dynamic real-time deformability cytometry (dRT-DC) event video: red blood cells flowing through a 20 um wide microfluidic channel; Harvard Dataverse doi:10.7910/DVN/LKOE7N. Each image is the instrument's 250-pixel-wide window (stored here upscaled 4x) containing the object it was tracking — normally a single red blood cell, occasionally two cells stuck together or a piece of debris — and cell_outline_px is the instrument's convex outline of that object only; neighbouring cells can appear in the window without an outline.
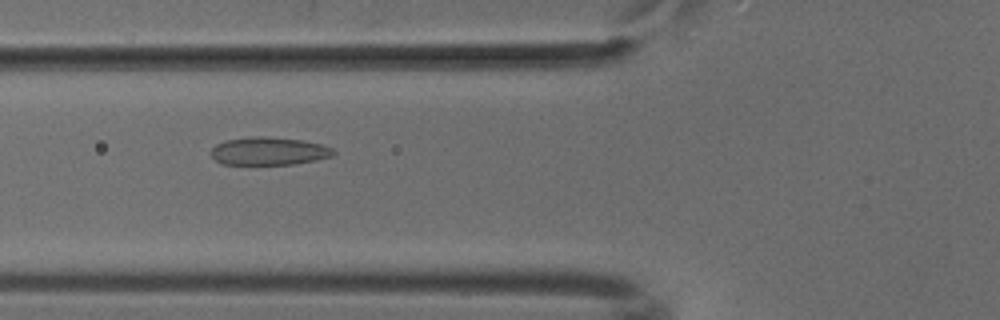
{"species": "common noctule bat (a hibernating species)", "species_latin": "Nyctalus noctula", "temperature_condition": "cold", "stored_images_in_passage": 53, "camera_frame_rate_fps": 3000, "um_per_image_px": 0.085, "animal": {"sex": "male", "body_mass_g": 18.8}, "frame": {"image": 1, "passage_image": 20, "time_ms": 6.333, "image_size_px": [1000, 320], "cell_outline_px": [[336, 152], [332, 156], [316, 160], [292, 164], [220, 164], [208, 152], [216, 144], [228, 140], [256, 136], [264, 136], [300, 140], [320, 144], [332, 148]], "centroid_in_image_um": [22.83, 12.85], "position_along_channel_um": 103.0, "area_um2": 19.77}}
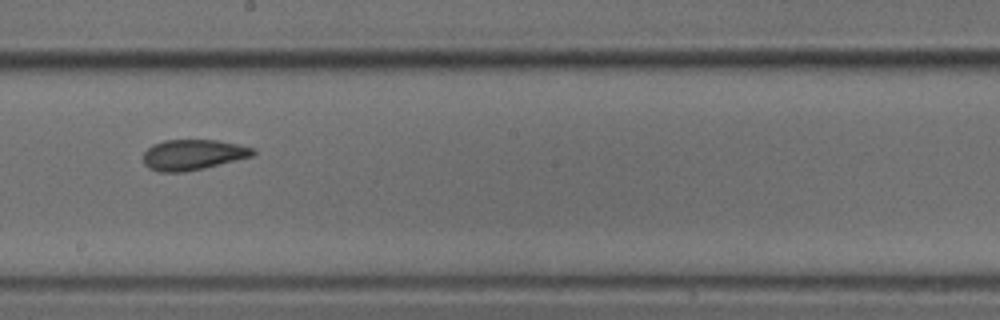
{"frame": {"image": 2, "passage_image": 30, "time_ms": 9.667, "image_size_px": [1000, 320], "cell_outline_px": [[256, 152], [252, 156], [204, 168], [184, 172], [160, 172], [148, 168], [144, 164], [144, 152], [152, 144], [164, 140], [216, 140], [256, 148]], "centroid_in_image_um": [16.39, 13.15], "position_along_channel_um": 231.8, "area_um2": 19.48}}
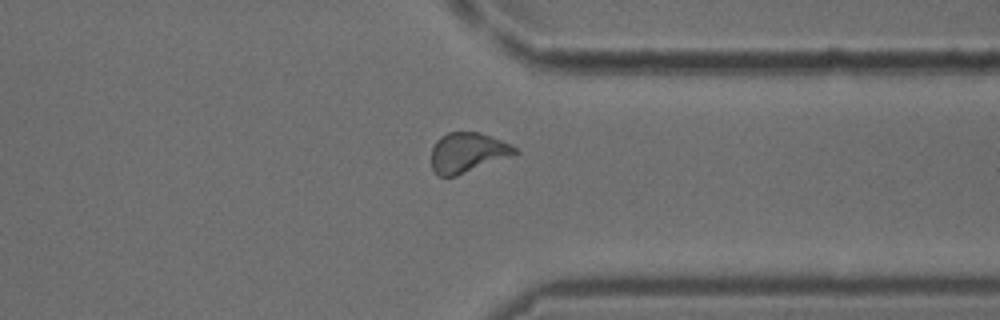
{"frame": {"image": 3, "passage_image": 41, "time_ms": 13.333, "image_size_px": [1000, 320], "cell_outline_px": [[520, 152], [456, 176], [440, 176], [432, 168], [432, 148], [436, 140], [440, 136], [448, 132], [480, 132], [492, 136], [516, 148]], "centroid_in_image_um": [39.71, 12.95], "position_along_channel_um": 371.7, "area_um2": 19.13}}